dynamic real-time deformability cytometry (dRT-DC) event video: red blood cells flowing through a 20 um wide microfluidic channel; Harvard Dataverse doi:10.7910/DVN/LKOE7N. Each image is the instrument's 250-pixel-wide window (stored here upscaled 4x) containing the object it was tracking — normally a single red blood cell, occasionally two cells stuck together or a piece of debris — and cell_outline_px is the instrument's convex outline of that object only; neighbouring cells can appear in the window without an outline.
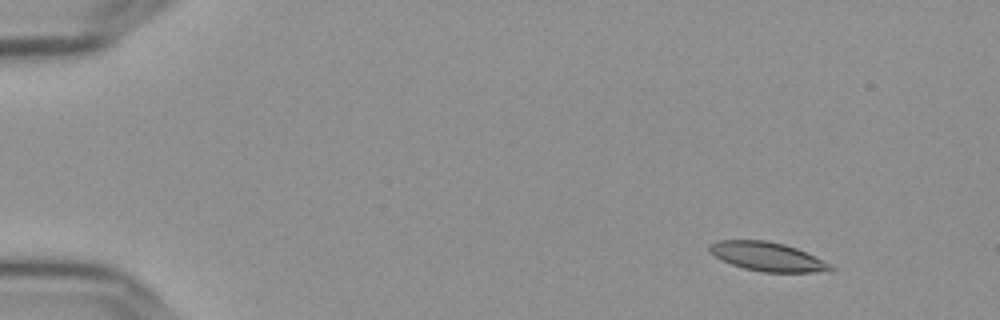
{"species": "Egyptian fruit bat (a non-hibernating species)", "species_latin": "Rousettus aegyptiacus", "temperature_condition": "cold", "stored_images_in_passage": 41, "camera_frame_rate_fps": 3000, "um_per_image_px": 0.085, "frame": {"image": 1, "passage_image": 1, "time_ms": 0.0, "image_size_px": [1000, 320], "cell_outline_px": [[836, 268], [812, 272], [764, 272], [744, 268], [732, 264], [716, 256], [708, 248], [708, 244], [716, 240], [764, 240], [784, 244], [796, 248], [832, 264]], "centroid_in_image_um": [65.21, 21.8], "position_along_channel_um": 19.8, "area_um2": 20.06}}
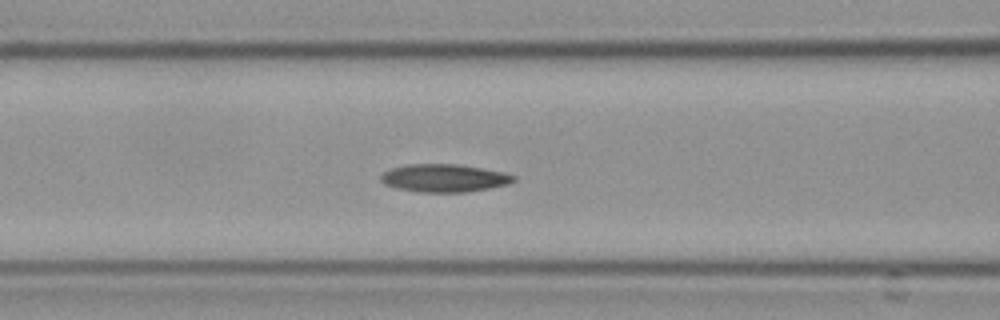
{"frame": {"image": 2, "passage_image": 19, "time_ms": 6.0, "image_size_px": [1000, 320], "cell_outline_px": [[516, 180], [508, 184], [488, 188], [464, 192], [420, 192], [396, 188], [384, 184], [380, 180], [380, 176], [384, 172], [392, 168], [408, 164], [456, 164], [504, 172], [516, 176]], "centroid_in_image_um": [37.74, 15.13], "position_along_channel_um": 128.9, "area_um2": 21.44}}
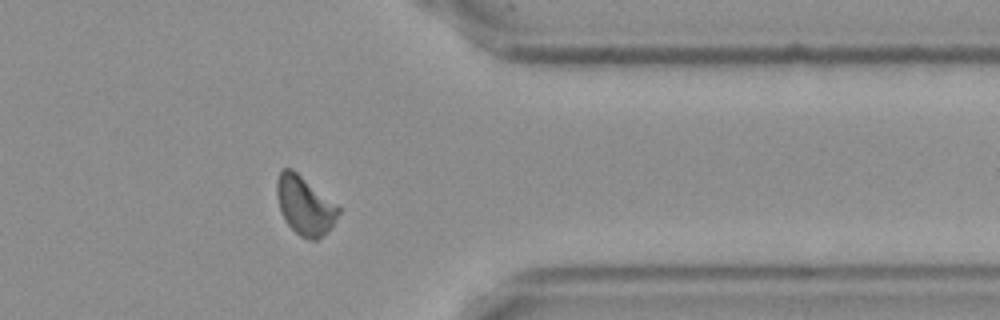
{"frame": {"image": 3, "passage_image": 41, "time_ms": 13.333, "image_size_px": [1000, 320], "cell_outline_px": [[340, 212], [332, 224], [316, 240], [308, 240], [300, 236], [284, 220], [280, 208], [276, 192], [276, 180], [280, 172], [284, 168], [292, 168], [340, 208]], "centroid_in_image_um": [25.86, 17.45], "position_along_channel_um": 385.5, "area_um2": 20.46}, "authors_computed_cell_mechanics": {"area_um2": 21.1548, "velocity_mm_per_s": 3.6214, "shape_relaxation_time_tau1_ms": null, "shape_relaxation_time_tau2_ms": 4.7505, "deformation_change_tau1": null, "deformation_change_tau2": 0.1086}}